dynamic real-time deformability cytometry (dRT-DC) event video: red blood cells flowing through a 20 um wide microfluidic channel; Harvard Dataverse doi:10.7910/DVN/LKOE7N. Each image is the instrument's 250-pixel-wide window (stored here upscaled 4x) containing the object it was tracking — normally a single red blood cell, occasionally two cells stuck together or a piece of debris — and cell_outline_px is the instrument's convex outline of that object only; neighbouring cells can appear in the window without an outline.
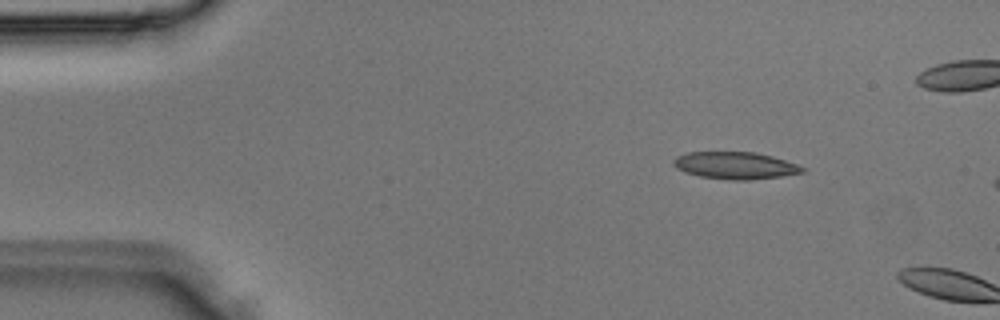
{"species": "Egyptian fruit bat (a non-hibernating species)", "species_latin": "Rousettus aegyptiacus", "temperature_condition": "room temperature", "stored_images_in_passage": 2, "camera_frame_rate_fps": 3000, "um_per_image_px": 0.085, "animal": {"sex": "male"}, "frame": {"image": 1, "passage_image": 1, "time_ms": 0.0, "image_size_px": [1000, 320], "cell_outline_px": [[804, 172], [780, 176], [752, 180], [732, 180], [700, 176], [684, 172], [676, 168], [672, 164], [672, 160], [676, 156], [688, 152], [756, 152], [772, 156], [796, 164], [804, 168]], "centroid_in_image_um": [62.44, 14.06], "position_along_channel_um": 22.6, "area_um2": 20.35}}